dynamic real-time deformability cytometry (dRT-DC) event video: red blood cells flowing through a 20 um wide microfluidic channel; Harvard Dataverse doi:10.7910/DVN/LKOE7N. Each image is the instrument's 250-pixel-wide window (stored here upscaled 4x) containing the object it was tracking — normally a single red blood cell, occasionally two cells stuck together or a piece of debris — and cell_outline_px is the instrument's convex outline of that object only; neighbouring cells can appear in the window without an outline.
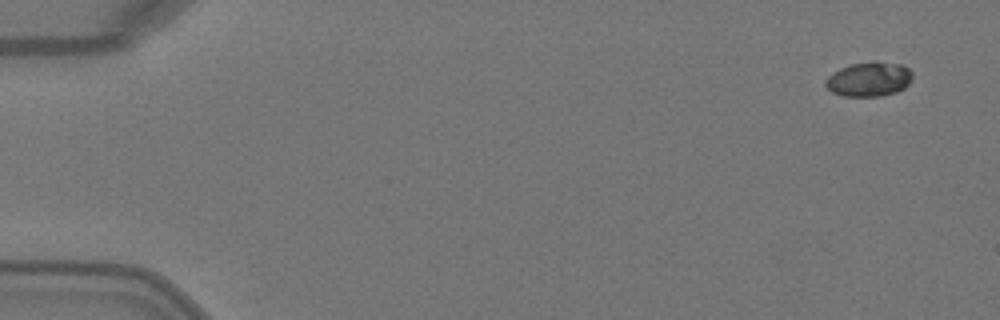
{"species": "Egyptian fruit bat (a non-hibernating species)", "species_latin": "Rousettus aegyptiacus", "temperature_condition": "warm", "stored_images_in_passage": 2, "camera_frame_rate_fps": 3000, "um_per_image_px": 0.085, "animal": {"sex": "female"}, "frame": {"image": 1, "passage_image": 1, "time_ms": 0.0, "image_size_px": [1000, 320], "cell_outline_px": [[912, 80], [904, 88], [896, 92], [880, 96], [844, 96], [832, 92], [824, 84], [824, 80], [832, 72], [840, 68], [852, 64], [872, 60], [876, 60], [904, 64], [912, 72]], "centroid_in_image_um": [73.88, 6.71], "position_along_channel_um": 11.1, "area_um2": 17.8}}
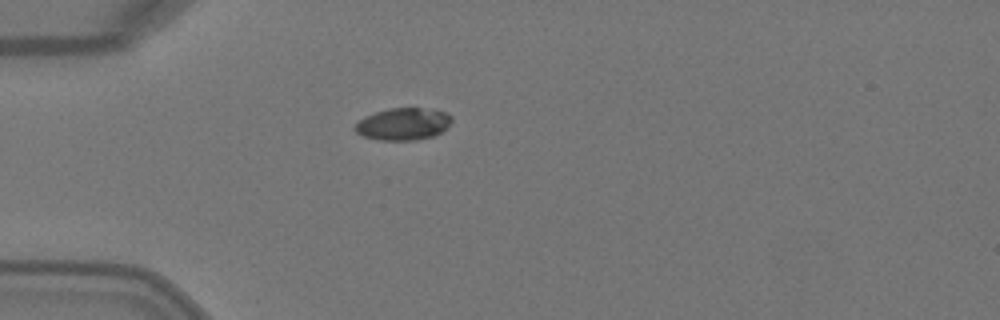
{"frame": {"image": 2, "passage_image": 2, "time_ms": 0.333, "image_size_px": [1000, 320], "cell_outline_px": [[452, 120], [448, 128], [432, 136], [416, 140], [380, 140], [364, 136], [356, 132], [352, 128], [364, 116], [388, 108], [436, 108], [448, 112], [452, 116]], "centroid_in_image_um": [34.32, 10.52], "position_along_channel_um": 50.7, "area_um2": 18.38}}